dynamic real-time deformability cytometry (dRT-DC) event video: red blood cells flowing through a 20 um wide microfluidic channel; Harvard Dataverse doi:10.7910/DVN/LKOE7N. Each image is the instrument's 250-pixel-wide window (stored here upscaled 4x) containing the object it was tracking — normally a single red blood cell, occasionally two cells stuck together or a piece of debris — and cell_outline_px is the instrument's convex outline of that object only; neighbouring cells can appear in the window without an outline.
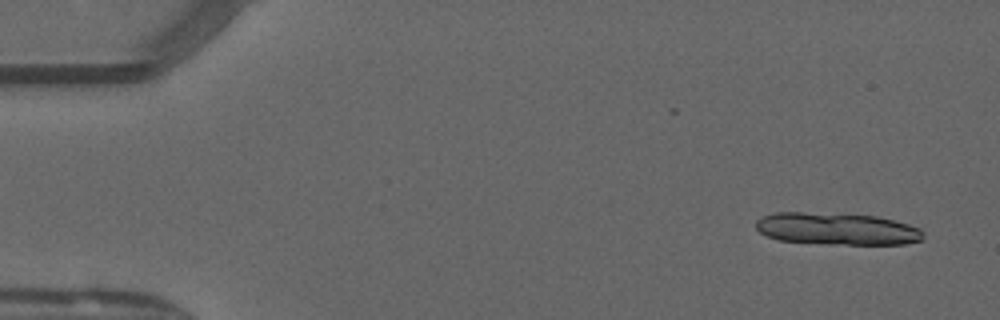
{"species": "common noctule bat (a hibernating species)", "species_latin": "Nyctalus noctula", "temperature_condition": "warm", "stored_images_in_passage": 11, "camera_frame_rate_fps": 3000, "um_per_image_px": 0.085, "animal": {"sex": "male", "forearm_length_mm": 52.5}, "frame": {"image": 1, "passage_image": 1, "time_ms": 0.0, "image_size_px": [1000, 320], "cell_outline_px": [[924, 236], [920, 240], [904, 244], [832, 244], [776, 240], [760, 232], [756, 228], [756, 220], [760, 216], [776, 212], [804, 212], [876, 216], [908, 224], [920, 228], [924, 232]], "centroid_in_image_um": [71.1, 19.45], "position_along_channel_um": 13.9, "area_um2": 31.27}}